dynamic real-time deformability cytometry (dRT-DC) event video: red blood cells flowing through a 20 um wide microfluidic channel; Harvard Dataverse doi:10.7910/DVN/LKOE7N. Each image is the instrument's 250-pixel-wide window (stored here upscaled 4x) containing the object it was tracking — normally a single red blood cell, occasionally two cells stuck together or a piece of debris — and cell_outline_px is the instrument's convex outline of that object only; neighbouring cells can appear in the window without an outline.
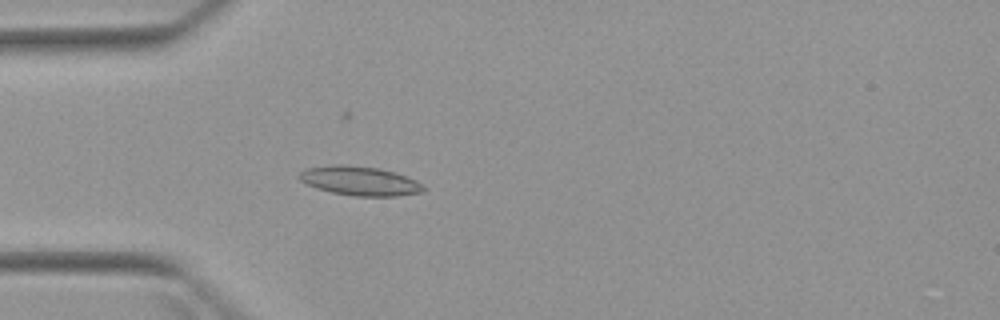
{"species": "Egyptian fruit bat (a non-hibernating species)", "species_latin": "Rousettus aegyptiacus", "temperature_condition": "warm", "stored_images_in_passage": 5, "camera_frame_rate_fps": 3000, "um_per_image_px": 0.085, "animal": {"sex": "female"}, "frame": {"image": 1, "passage_image": 5, "time_ms": 6.0, "image_size_px": [1000, 320], "cell_outline_px": [[424, 192], [396, 196], [352, 196], [332, 192], [316, 188], [300, 180], [296, 176], [300, 172], [308, 168], [336, 164], [344, 164], [380, 168], [416, 180], [424, 188]], "centroid_in_image_um": [30.55, 15.38], "position_along_channel_um": 54.4, "area_um2": 20.98}}